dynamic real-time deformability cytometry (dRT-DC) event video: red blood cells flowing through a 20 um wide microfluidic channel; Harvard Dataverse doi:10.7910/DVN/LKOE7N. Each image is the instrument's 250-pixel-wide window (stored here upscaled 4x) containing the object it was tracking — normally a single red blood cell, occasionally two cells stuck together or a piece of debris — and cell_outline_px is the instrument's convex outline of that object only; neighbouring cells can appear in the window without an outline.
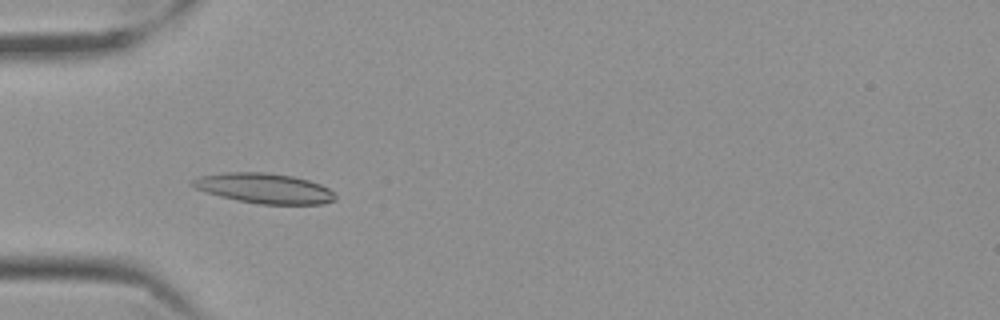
{"species": "Egyptian fruit bat (a non-hibernating species)", "species_latin": "Rousettus aegyptiacus", "temperature_condition": "cold", "stored_images_in_passage": 45, "camera_frame_rate_fps": 3000, "um_per_image_px": 0.085, "frame": {"image": 1, "passage_image": 11, "time_ms": 3.333, "image_size_px": [1000, 320], "cell_outline_px": [[336, 200], [324, 204], [260, 204], [236, 200], [220, 196], [196, 188], [192, 184], [192, 180], [200, 176], [224, 172], [268, 172], [292, 176], [308, 180], [320, 184], [328, 188], [336, 196]], "centroid_in_image_um": [22.49, 16.0], "position_along_channel_um": 62.5, "area_um2": 24.91}}
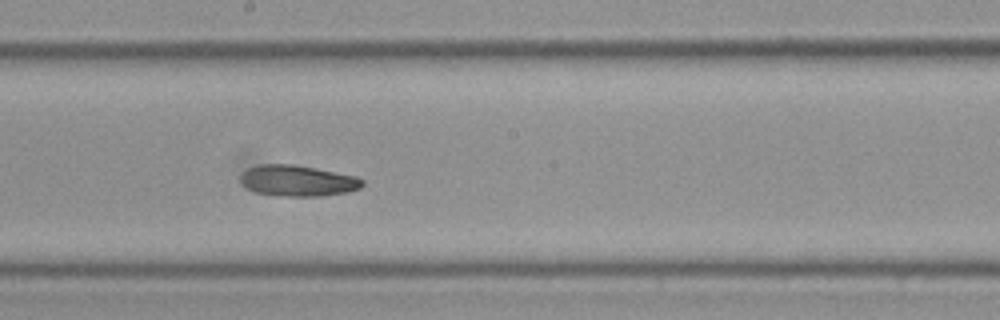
{"frame": {"image": 2, "passage_image": 25, "time_ms": 8.0, "image_size_px": [1000, 320], "cell_outline_px": [[364, 184], [360, 188], [348, 192], [320, 196], [284, 196], [256, 192], [248, 188], [240, 180], [240, 176], [248, 168], [260, 164], [296, 164], [356, 176], [364, 180]], "centroid_in_image_um": [25.34, 15.35], "position_along_channel_um": 222.9, "area_um2": 21.96}}
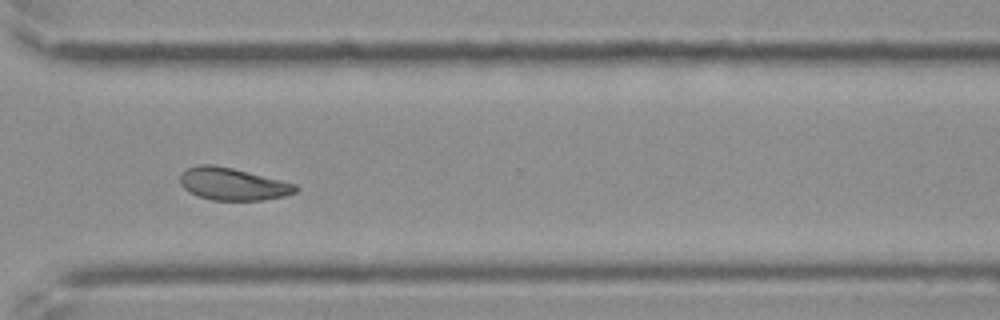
{"frame": {"image": 3, "passage_image": 36, "time_ms": 11.667, "image_size_px": [1000, 320], "cell_outline_px": [[296, 192], [284, 196], [260, 200], [212, 200], [188, 192], [180, 184], [180, 176], [188, 168], [200, 164], [212, 164], [232, 168], [296, 184]], "centroid_in_image_um": [19.75, 15.64], "position_along_channel_um": 350.8, "area_um2": 21.44}, "authors_computed_cell_mechanics": {"area_um2": 22.1952, "velocity_mm_per_s": 3.4891, "shape_relaxation_time_tau1_ms": 8.3109, "shape_relaxation_time_tau2_ms": 8.4544, "deformation_change_tau1": 0.1652, "deformation_change_tau2": 0.1261}}